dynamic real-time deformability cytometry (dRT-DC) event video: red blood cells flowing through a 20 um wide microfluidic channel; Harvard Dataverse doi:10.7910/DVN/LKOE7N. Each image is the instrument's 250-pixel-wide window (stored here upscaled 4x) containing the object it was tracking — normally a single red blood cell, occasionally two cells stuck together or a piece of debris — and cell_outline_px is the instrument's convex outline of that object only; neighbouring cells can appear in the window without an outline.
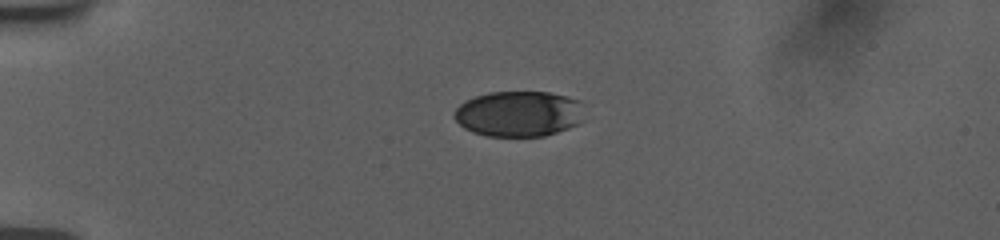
{"species": "human", "species_latin": "Homo sapiens", "temperature_condition": "room temperature", "stored_images_in_passage": 42, "camera_frame_rate_fps": 3000, "um_per_image_px": 0.085, "donor": {"sex": "female"}, "frame": {"image": 1, "passage_image": 1, "time_ms": 0.0, "image_size_px": [1000, 240], "cell_outline_px": [[584, 120], [568, 128], [544, 136], [488, 136], [472, 132], [464, 128], [452, 116], [456, 108], [464, 100], [488, 92], [548, 92], [568, 96], [580, 100]], "centroid_in_image_um": [44.09, 9.66], "position_along_channel_um": 40.9, "area_um2": 34.8}}
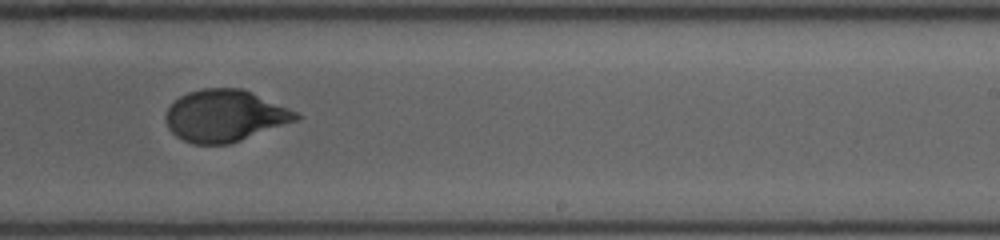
{"frame": {"image": 2, "passage_image": 23, "time_ms": 7.333, "image_size_px": [1000, 240], "cell_outline_px": [[304, 116], [296, 120], [240, 140], [228, 144], [192, 144], [176, 136], [168, 128], [164, 116], [168, 108], [180, 96], [188, 92], [204, 88], [240, 88], [252, 92], [288, 108]], "centroid_in_image_um": [19.08, 9.84], "position_along_channel_um": 269.9, "area_um2": 38.96}}
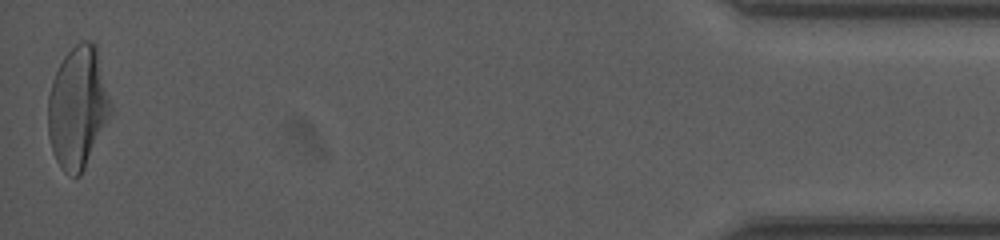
{"frame": {"image": 3, "passage_image": 42, "time_ms": 13.667, "image_size_px": [1000, 240], "cell_outline_px": [[112, 112], [80, 176], [72, 176], [64, 172], [60, 168], [52, 152], [48, 136], [48, 96], [52, 80], [64, 56], [80, 40], [92, 40], [96, 44], [112, 104]], "centroid_in_image_um": [6.61, 9.12], "position_along_channel_um": 428.6, "area_um2": 44.62}, "authors_computed_cell_mechanics": {"area_um2": 39.3907, "velocity_mm_per_s": 3.7676, "shape_relaxation_time_tau1_ms": 4.0381, "shape_relaxation_time_tau2_ms": null, "deformation_change_tau1": 0.1807, "deformation_change_tau2": null}}